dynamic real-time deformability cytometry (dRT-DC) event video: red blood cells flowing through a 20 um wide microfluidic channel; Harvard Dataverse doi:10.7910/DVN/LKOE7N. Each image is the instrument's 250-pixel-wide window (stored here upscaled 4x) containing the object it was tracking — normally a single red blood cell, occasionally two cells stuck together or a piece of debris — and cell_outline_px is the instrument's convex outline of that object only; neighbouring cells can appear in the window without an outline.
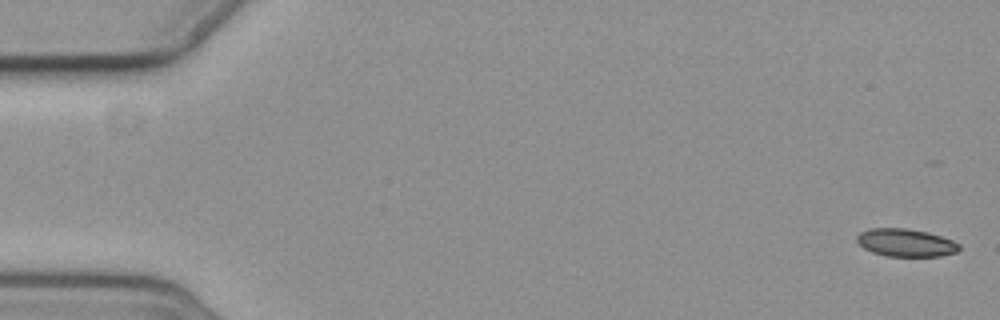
{"species": "common noctule bat (a hibernating species)", "species_latin": "Nyctalus noctula", "temperature_condition": "cold", "stored_images_in_passage": 8, "camera_frame_rate_fps": 3000, "um_per_image_px": 0.085, "animal": {"sex": "female", "body_mass_g": 19.3, "forearm_length_mm": 54.1}, "frame": {"image": 1, "passage_image": 1, "time_ms": 0.0, "image_size_px": [1000, 320], "cell_outline_px": [[960, 248], [956, 252], [940, 256], [888, 256], [872, 252], [864, 248], [856, 240], [856, 236], [860, 232], [868, 228], [908, 228], [928, 232], [952, 240], [960, 244]], "centroid_in_image_um": [76.98, 20.62], "position_along_channel_um": 8.0, "area_um2": 16.59}}
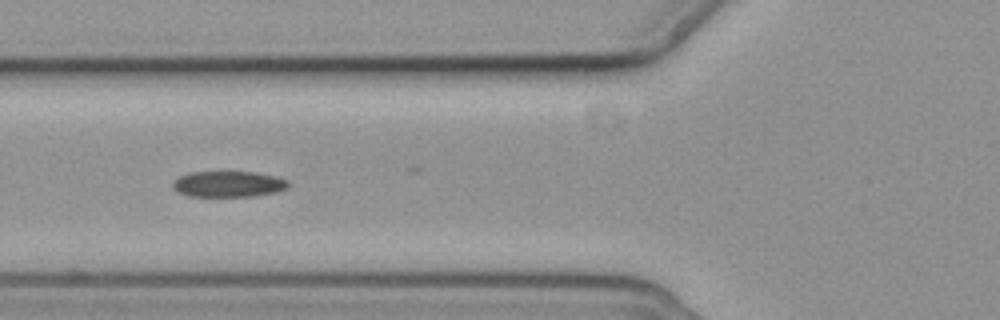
{"frame": {"image": 2, "passage_image": 7, "time_ms": 7.0, "image_size_px": [1000, 320], "cell_outline_px": [[288, 188], [276, 192], [252, 196], [188, 196], [176, 192], [172, 188], [172, 180], [188, 172], [256, 172], [276, 176], [288, 180]], "centroid_in_image_um": [19.37, 15.64], "position_along_channel_um": 106.4, "area_um2": 17.63}}
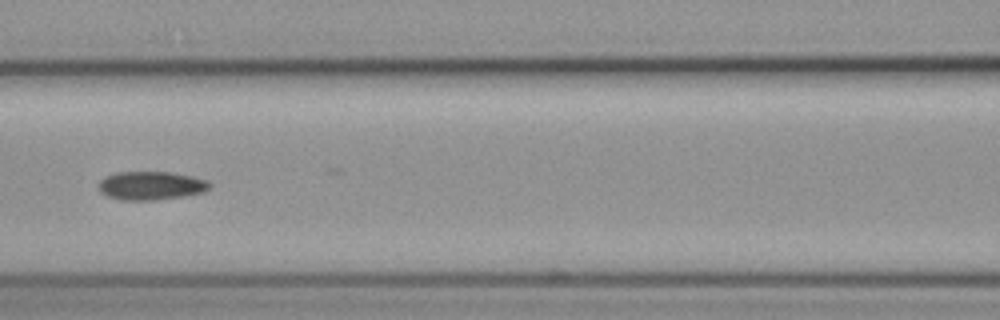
{"frame": {"image": 3, "passage_image": 8, "time_ms": 8.333, "image_size_px": [1000, 320], "cell_outline_px": [[212, 184], [204, 192], [184, 196], [152, 200], [120, 200], [108, 196], [100, 192], [96, 184], [100, 180], [116, 172], [168, 172], [192, 176], [208, 180]], "centroid_in_image_um": [12.82, 15.78], "position_along_channel_um": 153.8, "area_um2": 18.5}}